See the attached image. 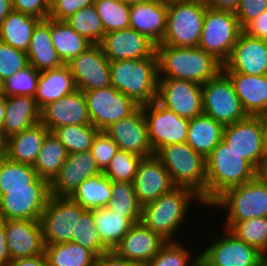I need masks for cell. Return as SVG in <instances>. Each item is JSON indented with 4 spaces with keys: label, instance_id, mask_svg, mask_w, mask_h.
Listing matches in <instances>:
<instances>
[{
    "label": "cell",
    "instance_id": "6da1fadb",
    "mask_svg": "<svg viewBox=\"0 0 267 266\" xmlns=\"http://www.w3.org/2000/svg\"><path fill=\"white\" fill-rule=\"evenodd\" d=\"M158 78H172L204 84L222 71L223 64L197 47L156 45Z\"/></svg>",
    "mask_w": 267,
    "mask_h": 266
},
{
    "label": "cell",
    "instance_id": "7a4b0ae2",
    "mask_svg": "<svg viewBox=\"0 0 267 266\" xmlns=\"http://www.w3.org/2000/svg\"><path fill=\"white\" fill-rule=\"evenodd\" d=\"M207 208L201 197L193 190L185 187H175L169 193L142 206L140 222L167 241H179L178 230L186 223L189 209L193 202ZM192 202V203H191ZM186 217V218H185ZM185 219V220H184ZM184 221V222H183Z\"/></svg>",
    "mask_w": 267,
    "mask_h": 266
},
{
    "label": "cell",
    "instance_id": "3957f363",
    "mask_svg": "<svg viewBox=\"0 0 267 266\" xmlns=\"http://www.w3.org/2000/svg\"><path fill=\"white\" fill-rule=\"evenodd\" d=\"M111 86L143 106L156 100L158 60L156 52L147 58L110 62Z\"/></svg>",
    "mask_w": 267,
    "mask_h": 266
},
{
    "label": "cell",
    "instance_id": "277c9868",
    "mask_svg": "<svg viewBox=\"0 0 267 266\" xmlns=\"http://www.w3.org/2000/svg\"><path fill=\"white\" fill-rule=\"evenodd\" d=\"M256 177V169L221 141L206 158V207L225 190Z\"/></svg>",
    "mask_w": 267,
    "mask_h": 266
},
{
    "label": "cell",
    "instance_id": "5b68a950",
    "mask_svg": "<svg viewBox=\"0 0 267 266\" xmlns=\"http://www.w3.org/2000/svg\"><path fill=\"white\" fill-rule=\"evenodd\" d=\"M170 174L176 187L193 190L206 206V159L186 142L161 147L154 154Z\"/></svg>",
    "mask_w": 267,
    "mask_h": 266
},
{
    "label": "cell",
    "instance_id": "8992f818",
    "mask_svg": "<svg viewBox=\"0 0 267 266\" xmlns=\"http://www.w3.org/2000/svg\"><path fill=\"white\" fill-rule=\"evenodd\" d=\"M211 207L227 211L223 221L224 229L238 221L267 217V186L255 177L225 190L208 206Z\"/></svg>",
    "mask_w": 267,
    "mask_h": 266
},
{
    "label": "cell",
    "instance_id": "52a82bcc",
    "mask_svg": "<svg viewBox=\"0 0 267 266\" xmlns=\"http://www.w3.org/2000/svg\"><path fill=\"white\" fill-rule=\"evenodd\" d=\"M207 8L204 0L167 3L166 31L159 44L197 47Z\"/></svg>",
    "mask_w": 267,
    "mask_h": 266
},
{
    "label": "cell",
    "instance_id": "ba28073f",
    "mask_svg": "<svg viewBox=\"0 0 267 266\" xmlns=\"http://www.w3.org/2000/svg\"><path fill=\"white\" fill-rule=\"evenodd\" d=\"M242 31L234 12L207 8L198 47L224 64Z\"/></svg>",
    "mask_w": 267,
    "mask_h": 266
},
{
    "label": "cell",
    "instance_id": "9c48e42d",
    "mask_svg": "<svg viewBox=\"0 0 267 266\" xmlns=\"http://www.w3.org/2000/svg\"><path fill=\"white\" fill-rule=\"evenodd\" d=\"M203 113L224 126L247 117L229 77L221 71L202 84Z\"/></svg>",
    "mask_w": 267,
    "mask_h": 266
},
{
    "label": "cell",
    "instance_id": "30bf717a",
    "mask_svg": "<svg viewBox=\"0 0 267 266\" xmlns=\"http://www.w3.org/2000/svg\"><path fill=\"white\" fill-rule=\"evenodd\" d=\"M49 198V182L40 177L31 184V188L5 189V194L0 196V218L40 220Z\"/></svg>",
    "mask_w": 267,
    "mask_h": 266
},
{
    "label": "cell",
    "instance_id": "8fae6325",
    "mask_svg": "<svg viewBox=\"0 0 267 266\" xmlns=\"http://www.w3.org/2000/svg\"><path fill=\"white\" fill-rule=\"evenodd\" d=\"M223 231L221 237H212L209 246L199 252L200 266H263L261 252L227 229Z\"/></svg>",
    "mask_w": 267,
    "mask_h": 266
},
{
    "label": "cell",
    "instance_id": "7c38bea8",
    "mask_svg": "<svg viewBox=\"0 0 267 266\" xmlns=\"http://www.w3.org/2000/svg\"><path fill=\"white\" fill-rule=\"evenodd\" d=\"M84 211L70 197L50 195L40 217L44 244L73 242L76 219Z\"/></svg>",
    "mask_w": 267,
    "mask_h": 266
},
{
    "label": "cell",
    "instance_id": "4fadbf2b",
    "mask_svg": "<svg viewBox=\"0 0 267 266\" xmlns=\"http://www.w3.org/2000/svg\"><path fill=\"white\" fill-rule=\"evenodd\" d=\"M91 124L99 131L129 117L140 106L113 86L83 91Z\"/></svg>",
    "mask_w": 267,
    "mask_h": 266
},
{
    "label": "cell",
    "instance_id": "5bb4252c",
    "mask_svg": "<svg viewBox=\"0 0 267 266\" xmlns=\"http://www.w3.org/2000/svg\"><path fill=\"white\" fill-rule=\"evenodd\" d=\"M140 107L147 122L148 138L154 154L166 145L186 142L189 119L180 117L157 100Z\"/></svg>",
    "mask_w": 267,
    "mask_h": 266
},
{
    "label": "cell",
    "instance_id": "9a60e30c",
    "mask_svg": "<svg viewBox=\"0 0 267 266\" xmlns=\"http://www.w3.org/2000/svg\"><path fill=\"white\" fill-rule=\"evenodd\" d=\"M222 141L256 170L267 153L259 116H247L225 126Z\"/></svg>",
    "mask_w": 267,
    "mask_h": 266
},
{
    "label": "cell",
    "instance_id": "2e32d148",
    "mask_svg": "<svg viewBox=\"0 0 267 266\" xmlns=\"http://www.w3.org/2000/svg\"><path fill=\"white\" fill-rule=\"evenodd\" d=\"M156 100L186 119L203 114L202 85L172 78H159Z\"/></svg>",
    "mask_w": 267,
    "mask_h": 266
},
{
    "label": "cell",
    "instance_id": "e0dca14e",
    "mask_svg": "<svg viewBox=\"0 0 267 266\" xmlns=\"http://www.w3.org/2000/svg\"><path fill=\"white\" fill-rule=\"evenodd\" d=\"M77 90L87 91L111 86L110 61L100 44H92L66 64Z\"/></svg>",
    "mask_w": 267,
    "mask_h": 266
},
{
    "label": "cell",
    "instance_id": "ac0fdd59",
    "mask_svg": "<svg viewBox=\"0 0 267 266\" xmlns=\"http://www.w3.org/2000/svg\"><path fill=\"white\" fill-rule=\"evenodd\" d=\"M222 71L255 76L267 74V40L251 37L242 31Z\"/></svg>",
    "mask_w": 267,
    "mask_h": 266
},
{
    "label": "cell",
    "instance_id": "d6986e66",
    "mask_svg": "<svg viewBox=\"0 0 267 266\" xmlns=\"http://www.w3.org/2000/svg\"><path fill=\"white\" fill-rule=\"evenodd\" d=\"M118 146L143 158L154 155L148 138V126L139 107L129 117L119 120L103 130Z\"/></svg>",
    "mask_w": 267,
    "mask_h": 266
},
{
    "label": "cell",
    "instance_id": "ffe728a7",
    "mask_svg": "<svg viewBox=\"0 0 267 266\" xmlns=\"http://www.w3.org/2000/svg\"><path fill=\"white\" fill-rule=\"evenodd\" d=\"M99 44L110 62L147 58L156 52L153 41L130 27L106 33Z\"/></svg>",
    "mask_w": 267,
    "mask_h": 266
},
{
    "label": "cell",
    "instance_id": "44dd1931",
    "mask_svg": "<svg viewBox=\"0 0 267 266\" xmlns=\"http://www.w3.org/2000/svg\"><path fill=\"white\" fill-rule=\"evenodd\" d=\"M99 173L102 171L90 150L68 154L58 174L49 183L50 195L70 197L80 183Z\"/></svg>",
    "mask_w": 267,
    "mask_h": 266
},
{
    "label": "cell",
    "instance_id": "7402d4cb",
    "mask_svg": "<svg viewBox=\"0 0 267 266\" xmlns=\"http://www.w3.org/2000/svg\"><path fill=\"white\" fill-rule=\"evenodd\" d=\"M133 185L138 202L142 206L176 187L163 163L155 155L141 160Z\"/></svg>",
    "mask_w": 267,
    "mask_h": 266
},
{
    "label": "cell",
    "instance_id": "603a6c76",
    "mask_svg": "<svg viewBox=\"0 0 267 266\" xmlns=\"http://www.w3.org/2000/svg\"><path fill=\"white\" fill-rule=\"evenodd\" d=\"M50 132L65 125L91 124L83 91L76 90L41 109V121Z\"/></svg>",
    "mask_w": 267,
    "mask_h": 266
},
{
    "label": "cell",
    "instance_id": "cb8c5ba5",
    "mask_svg": "<svg viewBox=\"0 0 267 266\" xmlns=\"http://www.w3.org/2000/svg\"><path fill=\"white\" fill-rule=\"evenodd\" d=\"M5 233L11 260L44 254L40 220H5Z\"/></svg>",
    "mask_w": 267,
    "mask_h": 266
},
{
    "label": "cell",
    "instance_id": "d4e9b609",
    "mask_svg": "<svg viewBox=\"0 0 267 266\" xmlns=\"http://www.w3.org/2000/svg\"><path fill=\"white\" fill-rule=\"evenodd\" d=\"M166 241L141 222L134 224L113 249L119 256L146 266Z\"/></svg>",
    "mask_w": 267,
    "mask_h": 266
},
{
    "label": "cell",
    "instance_id": "484cf974",
    "mask_svg": "<svg viewBox=\"0 0 267 266\" xmlns=\"http://www.w3.org/2000/svg\"><path fill=\"white\" fill-rule=\"evenodd\" d=\"M167 2L144 0L130 4V28L147 36L156 45L161 43L166 31Z\"/></svg>",
    "mask_w": 267,
    "mask_h": 266
},
{
    "label": "cell",
    "instance_id": "4316f807",
    "mask_svg": "<svg viewBox=\"0 0 267 266\" xmlns=\"http://www.w3.org/2000/svg\"><path fill=\"white\" fill-rule=\"evenodd\" d=\"M225 74L231 80L247 116H259L267 111V74Z\"/></svg>",
    "mask_w": 267,
    "mask_h": 266
},
{
    "label": "cell",
    "instance_id": "83f0119b",
    "mask_svg": "<svg viewBox=\"0 0 267 266\" xmlns=\"http://www.w3.org/2000/svg\"><path fill=\"white\" fill-rule=\"evenodd\" d=\"M77 90L72 73L68 66L63 64L57 69L40 72L37 83V92L34 96L40 109L48 103L61 99Z\"/></svg>",
    "mask_w": 267,
    "mask_h": 266
},
{
    "label": "cell",
    "instance_id": "f1b7e54d",
    "mask_svg": "<svg viewBox=\"0 0 267 266\" xmlns=\"http://www.w3.org/2000/svg\"><path fill=\"white\" fill-rule=\"evenodd\" d=\"M26 53L29 65L39 72L57 69L63 65L51 40L50 18L37 23Z\"/></svg>",
    "mask_w": 267,
    "mask_h": 266
},
{
    "label": "cell",
    "instance_id": "f546056e",
    "mask_svg": "<svg viewBox=\"0 0 267 266\" xmlns=\"http://www.w3.org/2000/svg\"><path fill=\"white\" fill-rule=\"evenodd\" d=\"M41 121V109L33 96H9L3 129L8 137L21 133Z\"/></svg>",
    "mask_w": 267,
    "mask_h": 266
},
{
    "label": "cell",
    "instance_id": "4dcf8cb0",
    "mask_svg": "<svg viewBox=\"0 0 267 266\" xmlns=\"http://www.w3.org/2000/svg\"><path fill=\"white\" fill-rule=\"evenodd\" d=\"M225 126L204 113L189 119L186 143L205 159L222 141Z\"/></svg>",
    "mask_w": 267,
    "mask_h": 266
},
{
    "label": "cell",
    "instance_id": "1f68e13d",
    "mask_svg": "<svg viewBox=\"0 0 267 266\" xmlns=\"http://www.w3.org/2000/svg\"><path fill=\"white\" fill-rule=\"evenodd\" d=\"M49 132L40 122L21 133L10 136L6 157L15 162L34 166L42 143Z\"/></svg>",
    "mask_w": 267,
    "mask_h": 266
},
{
    "label": "cell",
    "instance_id": "d6a6232c",
    "mask_svg": "<svg viewBox=\"0 0 267 266\" xmlns=\"http://www.w3.org/2000/svg\"><path fill=\"white\" fill-rule=\"evenodd\" d=\"M39 18L12 10L0 24V41L24 52Z\"/></svg>",
    "mask_w": 267,
    "mask_h": 266
},
{
    "label": "cell",
    "instance_id": "836d02e7",
    "mask_svg": "<svg viewBox=\"0 0 267 266\" xmlns=\"http://www.w3.org/2000/svg\"><path fill=\"white\" fill-rule=\"evenodd\" d=\"M50 33L53 46L63 64H67L92 45L89 40L79 35L64 20L50 18Z\"/></svg>",
    "mask_w": 267,
    "mask_h": 266
},
{
    "label": "cell",
    "instance_id": "e575fe53",
    "mask_svg": "<svg viewBox=\"0 0 267 266\" xmlns=\"http://www.w3.org/2000/svg\"><path fill=\"white\" fill-rule=\"evenodd\" d=\"M111 194V180L99 173L80 183L70 198L85 210H93L106 208Z\"/></svg>",
    "mask_w": 267,
    "mask_h": 266
},
{
    "label": "cell",
    "instance_id": "d590c367",
    "mask_svg": "<svg viewBox=\"0 0 267 266\" xmlns=\"http://www.w3.org/2000/svg\"><path fill=\"white\" fill-rule=\"evenodd\" d=\"M92 211L101 242L108 250H113L134 223L107 208H96Z\"/></svg>",
    "mask_w": 267,
    "mask_h": 266
},
{
    "label": "cell",
    "instance_id": "8d00e7d4",
    "mask_svg": "<svg viewBox=\"0 0 267 266\" xmlns=\"http://www.w3.org/2000/svg\"><path fill=\"white\" fill-rule=\"evenodd\" d=\"M47 266H94L96 255L75 243L45 244Z\"/></svg>",
    "mask_w": 267,
    "mask_h": 266
},
{
    "label": "cell",
    "instance_id": "74e56055",
    "mask_svg": "<svg viewBox=\"0 0 267 266\" xmlns=\"http://www.w3.org/2000/svg\"><path fill=\"white\" fill-rule=\"evenodd\" d=\"M67 155L65 146L52 132H49L42 143L33 168L40 178L50 183L66 161Z\"/></svg>",
    "mask_w": 267,
    "mask_h": 266
},
{
    "label": "cell",
    "instance_id": "f35d334b",
    "mask_svg": "<svg viewBox=\"0 0 267 266\" xmlns=\"http://www.w3.org/2000/svg\"><path fill=\"white\" fill-rule=\"evenodd\" d=\"M112 194L106 208L127 217L134 224L141 220L142 205L138 202L133 183L111 181Z\"/></svg>",
    "mask_w": 267,
    "mask_h": 266
},
{
    "label": "cell",
    "instance_id": "ab89813d",
    "mask_svg": "<svg viewBox=\"0 0 267 266\" xmlns=\"http://www.w3.org/2000/svg\"><path fill=\"white\" fill-rule=\"evenodd\" d=\"M38 177L33 166L0 158V196L5 189L31 188Z\"/></svg>",
    "mask_w": 267,
    "mask_h": 266
},
{
    "label": "cell",
    "instance_id": "60d3db41",
    "mask_svg": "<svg viewBox=\"0 0 267 266\" xmlns=\"http://www.w3.org/2000/svg\"><path fill=\"white\" fill-rule=\"evenodd\" d=\"M98 132L92 124L65 125L52 131L68 154L89 151Z\"/></svg>",
    "mask_w": 267,
    "mask_h": 266
},
{
    "label": "cell",
    "instance_id": "b9f144b4",
    "mask_svg": "<svg viewBox=\"0 0 267 266\" xmlns=\"http://www.w3.org/2000/svg\"><path fill=\"white\" fill-rule=\"evenodd\" d=\"M64 21L92 44H99L105 35L102 21L94 4L78 10Z\"/></svg>",
    "mask_w": 267,
    "mask_h": 266
},
{
    "label": "cell",
    "instance_id": "7bdbcfd3",
    "mask_svg": "<svg viewBox=\"0 0 267 266\" xmlns=\"http://www.w3.org/2000/svg\"><path fill=\"white\" fill-rule=\"evenodd\" d=\"M105 34L130 27V4L122 0H94Z\"/></svg>",
    "mask_w": 267,
    "mask_h": 266
},
{
    "label": "cell",
    "instance_id": "ee69618b",
    "mask_svg": "<svg viewBox=\"0 0 267 266\" xmlns=\"http://www.w3.org/2000/svg\"><path fill=\"white\" fill-rule=\"evenodd\" d=\"M195 255L180 240L167 241L146 266H200V254Z\"/></svg>",
    "mask_w": 267,
    "mask_h": 266
},
{
    "label": "cell",
    "instance_id": "f6af8a7d",
    "mask_svg": "<svg viewBox=\"0 0 267 266\" xmlns=\"http://www.w3.org/2000/svg\"><path fill=\"white\" fill-rule=\"evenodd\" d=\"M227 230L262 254L266 251L267 217H255L238 221L233 223Z\"/></svg>",
    "mask_w": 267,
    "mask_h": 266
},
{
    "label": "cell",
    "instance_id": "bcb514c9",
    "mask_svg": "<svg viewBox=\"0 0 267 266\" xmlns=\"http://www.w3.org/2000/svg\"><path fill=\"white\" fill-rule=\"evenodd\" d=\"M73 242L89 249L96 256L108 251L101 242L97 226L93 220V211L85 210L78 219H76L75 230H73Z\"/></svg>",
    "mask_w": 267,
    "mask_h": 266
},
{
    "label": "cell",
    "instance_id": "7dc6e473",
    "mask_svg": "<svg viewBox=\"0 0 267 266\" xmlns=\"http://www.w3.org/2000/svg\"><path fill=\"white\" fill-rule=\"evenodd\" d=\"M142 159L141 156L119 149L102 173L111 181L133 183Z\"/></svg>",
    "mask_w": 267,
    "mask_h": 266
},
{
    "label": "cell",
    "instance_id": "c3c4849f",
    "mask_svg": "<svg viewBox=\"0 0 267 266\" xmlns=\"http://www.w3.org/2000/svg\"><path fill=\"white\" fill-rule=\"evenodd\" d=\"M40 72L28 65L4 81L3 94L9 96H35Z\"/></svg>",
    "mask_w": 267,
    "mask_h": 266
},
{
    "label": "cell",
    "instance_id": "681fc988",
    "mask_svg": "<svg viewBox=\"0 0 267 266\" xmlns=\"http://www.w3.org/2000/svg\"><path fill=\"white\" fill-rule=\"evenodd\" d=\"M28 65L26 52L0 41V78L3 81Z\"/></svg>",
    "mask_w": 267,
    "mask_h": 266
},
{
    "label": "cell",
    "instance_id": "f907efd6",
    "mask_svg": "<svg viewBox=\"0 0 267 266\" xmlns=\"http://www.w3.org/2000/svg\"><path fill=\"white\" fill-rule=\"evenodd\" d=\"M118 150L117 144L104 131H99L93 140L90 152L98 168L103 172Z\"/></svg>",
    "mask_w": 267,
    "mask_h": 266
},
{
    "label": "cell",
    "instance_id": "816d5d0a",
    "mask_svg": "<svg viewBox=\"0 0 267 266\" xmlns=\"http://www.w3.org/2000/svg\"><path fill=\"white\" fill-rule=\"evenodd\" d=\"M94 0H51L49 18L65 20L78 10L90 6Z\"/></svg>",
    "mask_w": 267,
    "mask_h": 266
},
{
    "label": "cell",
    "instance_id": "f5cc1de1",
    "mask_svg": "<svg viewBox=\"0 0 267 266\" xmlns=\"http://www.w3.org/2000/svg\"><path fill=\"white\" fill-rule=\"evenodd\" d=\"M267 10V0H240L235 11L239 24L243 29L249 22Z\"/></svg>",
    "mask_w": 267,
    "mask_h": 266
},
{
    "label": "cell",
    "instance_id": "db71d44e",
    "mask_svg": "<svg viewBox=\"0 0 267 266\" xmlns=\"http://www.w3.org/2000/svg\"><path fill=\"white\" fill-rule=\"evenodd\" d=\"M13 10L44 20L49 18L51 0H12Z\"/></svg>",
    "mask_w": 267,
    "mask_h": 266
},
{
    "label": "cell",
    "instance_id": "11a10c76",
    "mask_svg": "<svg viewBox=\"0 0 267 266\" xmlns=\"http://www.w3.org/2000/svg\"><path fill=\"white\" fill-rule=\"evenodd\" d=\"M243 32L251 37L267 40V10L249 22Z\"/></svg>",
    "mask_w": 267,
    "mask_h": 266
},
{
    "label": "cell",
    "instance_id": "9f6ffc18",
    "mask_svg": "<svg viewBox=\"0 0 267 266\" xmlns=\"http://www.w3.org/2000/svg\"><path fill=\"white\" fill-rule=\"evenodd\" d=\"M94 266H138L119 256L114 250H108L96 257Z\"/></svg>",
    "mask_w": 267,
    "mask_h": 266
},
{
    "label": "cell",
    "instance_id": "6f0895ef",
    "mask_svg": "<svg viewBox=\"0 0 267 266\" xmlns=\"http://www.w3.org/2000/svg\"><path fill=\"white\" fill-rule=\"evenodd\" d=\"M11 261L5 233V220L0 218V266H7Z\"/></svg>",
    "mask_w": 267,
    "mask_h": 266
},
{
    "label": "cell",
    "instance_id": "680465c9",
    "mask_svg": "<svg viewBox=\"0 0 267 266\" xmlns=\"http://www.w3.org/2000/svg\"><path fill=\"white\" fill-rule=\"evenodd\" d=\"M206 6L213 10L234 12L239 6L240 0H204Z\"/></svg>",
    "mask_w": 267,
    "mask_h": 266
},
{
    "label": "cell",
    "instance_id": "91938a15",
    "mask_svg": "<svg viewBox=\"0 0 267 266\" xmlns=\"http://www.w3.org/2000/svg\"><path fill=\"white\" fill-rule=\"evenodd\" d=\"M7 266H47V260L42 254L30 258L13 259Z\"/></svg>",
    "mask_w": 267,
    "mask_h": 266
},
{
    "label": "cell",
    "instance_id": "94428289",
    "mask_svg": "<svg viewBox=\"0 0 267 266\" xmlns=\"http://www.w3.org/2000/svg\"><path fill=\"white\" fill-rule=\"evenodd\" d=\"M256 177L267 186V153L256 170Z\"/></svg>",
    "mask_w": 267,
    "mask_h": 266
},
{
    "label": "cell",
    "instance_id": "6125c7cd",
    "mask_svg": "<svg viewBox=\"0 0 267 266\" xmlns=\"http://www.w3.org/2000/svg\"><path fill=\"white\" fill-rule=\"evenodd\" d=\"M13 10L12 0H0V24Z\"/></svg>",
    "mask_w": 267,
    "mask_h": 266
},
{
    "label": "cell",
    "instance_id": "be15d7a7",
    "mask_svg": "<svg viewBox=\"0 0 267 266\" xmlns=\"http://www.w3.org/2000/svg\"><path fill=\"white\" fill-rule=\"evenodd\" d=\"M8 139L6 132L3 128H0V158H4L8 151Z\"/></svg>",
    "mask_w": 267,
    "mask_h": 266
},
{
    "label": "cell",
    "instance_id": "e7e4bbea",
    "mask_svg": "<svg viewBox=\"0 0 267 266\" xmlns=\"http://www.w3.org/2000/svg\"><path fill=\"white\" fill-rule=\"evenodd\" d=\"M6 99L7 97L4 94H0V128H3L4 117L6 112Z\"/></svg>",
    "mask_w": 267,
    "mask_h": 266
},
{
    "label": "cell",
    "instance_id": "03108f58",
    "mask_svg": "<svg viewBox=\"0 0 267 266\" xmlns=\"http://www.w3.org/2000/svg\"><path fill=\"white\" fill-rule=\"evenodd\" d=\"M259 118L261 120V124L263 127L264 144H265V148L267 150V111L265 113L259 115Z\"/></svg>",
    "mask_w": 267,
    "mask_h": 266
},
{
    "label": "cell",
    "instance_id": "003e7915",
    "mask_svg": "<svg viewBox=\"0 0 267 266\" xmlns=\"http://www.w3.org/2000/svg\"><path fill=\"white\" fill-rule=\"evenodd\" d=\"M122 1L127 4H133V3L141 2L144 0H122Z\"/></svg>",
    "mask_w": 267,
    "mask_h": 266
},
{
    "label": "cell",
    "instance_id": "a7ac6f4b",
    "mask_svg": "<svg viewBox=\"0 0 267 266\" xmlns=\"http://www.w3.org/2000/svg\"><path fill=\"white\" fill-rule=\"evenodd\" d=\"M167 3L183 2V1H195V0H165Z\"/></svg>",
    "mask_w": 267,
    "mask_h": 266
},
{
    "label": "cell",
    "instance_id": "89a4df30",
    "mask_svg": "<svg viewBox=\"0 0 267 266\" xmlns=\"http://www.w3.org/2000/svg\"><path fill=\"white\" fill-rule=\"evenodd\" d=\"M4 81L0 78V94H3Z\"/></svg>",
    "mask_w": 267,
    "mask_h": 266
},
{
    "label": "cell",
    "instance_id": "2644e50d",
    "mask_svg": "<svg viewBox=\"0 0 267 266\" xmlns=\"http://www.w3.org/2000/svg\"><path fill=\"white\" fill-rule=\"evenodd\" d=\"M264 259V264L263 266H267V255H262Z\"/></svg>",
    "mask_w": 267,
    "mask_h": 266
},
{
    "label": "cell",
    "instance_id": "8c879c8a",
    "mask_svg": "<svg viewBox=\"0 0 267 266\" xmlns=\"http://www.w3.org/2000/svg\"><path fill=\"white\" fill-rule=\"evenodd\" d=\"M262 255H267V248H266V251Z\"/></svg>",
    "mask_w": 267,
    "mask_h": 266
}]
</instances>
